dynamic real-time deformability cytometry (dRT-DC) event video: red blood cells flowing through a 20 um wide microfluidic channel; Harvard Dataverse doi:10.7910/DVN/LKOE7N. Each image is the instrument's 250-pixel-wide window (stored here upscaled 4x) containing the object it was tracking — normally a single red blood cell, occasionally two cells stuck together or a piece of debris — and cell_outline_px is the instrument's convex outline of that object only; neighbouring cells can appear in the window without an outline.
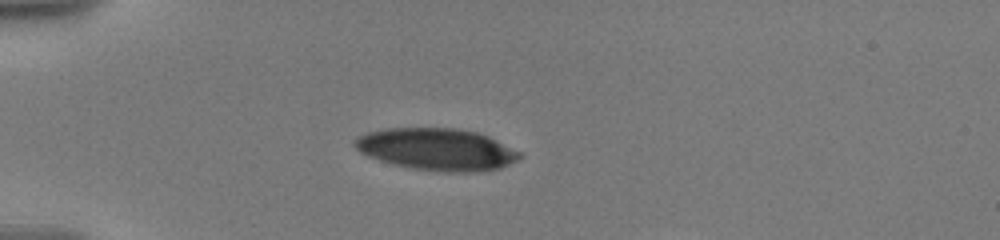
{"species": "human", "species_latin": "Homo sapiens", "temperature_condition": "warm", "stored_images_in_passage": 11, "camera_frame_rate_fps": 3000, "um_per_image_px": 0.085, "donor": {"sex": "male"}, "frame": {"image": 1, "passage_image": 1, "time_ms": 0.0, "image_size_px": [1000, 240], "cell_outline_px": [[524, 156], [500, 168], [476, 172], [440, 172], [408, 168], [392, 164], [368, 156], [360, 152], [352, 144], [360, 136], [368, 132], [388, 128], [452, 128], [476, 132], [488, 136], [524, 152]], "centroid_in_image_um": [37.17, 12.7], "position_along_channel_um": 47.8, "area_um2": 40.58}}
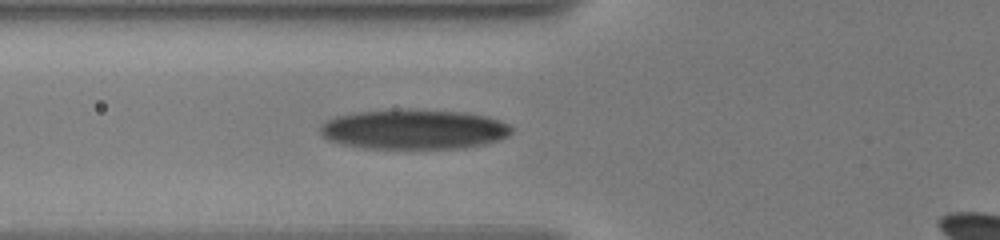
{"frame": {"image": 2, "passage_image": 8, "time_ms": 2.0, "image_size_px": [1000, 240], "cell_outline_px": [[512, 132], [508, 136], [500, 140], [484, 144], [464, 148], [364, 148], [344, 144], [328, 140], [320, 132], [320, 124], [336, 116], [356, 112], [464, 112], [488, 116], [500, 120], [508, 124], [512, 128]], "centroid_in_image_um": [35.22, 11.04], "position_along_channel_um": 90.6, "area_um2": 43.23}}
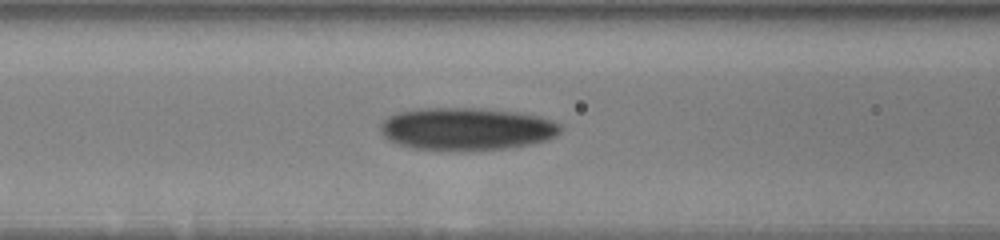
{"frame": {"image": 3, "passage_image": 10, "time_ms": 3.0, "image_size_px": [1000, 240], "cell_outline_px": [[560, 132], [556, 136], [548, 140], [528, 144], [504, 148], [412, 148], [388, 140], [380, 132], [380, 124], [388, 116], [396, 112], [420, 108], [480, 108], [520, 112], [540, 116], [560, 124]], "centroid_in_image_um": [39.65, 10.91], "position_along_channel_um": 126.9, "area_um2": 43.87}}